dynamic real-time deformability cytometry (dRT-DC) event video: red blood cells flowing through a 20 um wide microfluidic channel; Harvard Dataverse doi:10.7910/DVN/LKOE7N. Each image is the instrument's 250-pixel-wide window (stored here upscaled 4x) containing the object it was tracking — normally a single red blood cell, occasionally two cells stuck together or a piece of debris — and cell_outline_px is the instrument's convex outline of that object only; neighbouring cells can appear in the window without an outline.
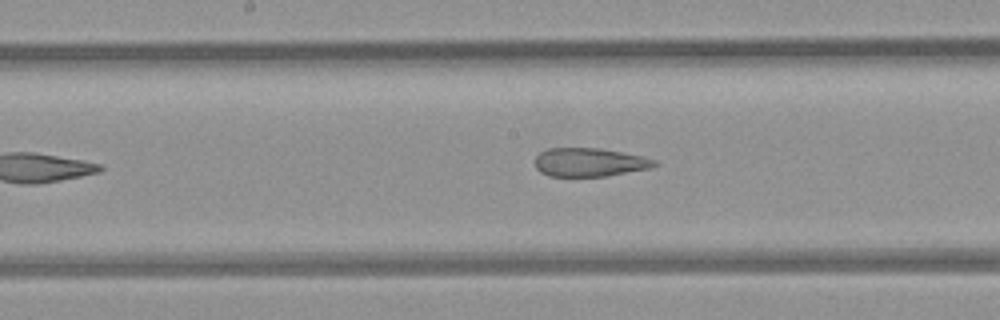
{"species": "common noctule bat (a hibernating species)", "species_latin": "Nyctalus noctula", "temperature_condition": "room temperature", "stored_images_in_passage": 7, "camera_frame_rate_fps": 3000, "um_per_image_px": 0.085, "animal": {"sex": "female", "body_mass_g": 21.9}, "frame": {"image": 1, "passage_image": 7, "time_ms": 2.0, "image_size_px": [1000, 320], "cell_outline_px": [[660, 164], [648, 168], [608, 176], [548, 176], [540, 172], [536, 168], [536, 156], [540, 152], [548, 148], [600, 148], [644, 156], [656, 160]], "centroid_in_image_um": [50.12, 13.79], "position_along_channel_um": 198.1, "area_um2": 19.94}}